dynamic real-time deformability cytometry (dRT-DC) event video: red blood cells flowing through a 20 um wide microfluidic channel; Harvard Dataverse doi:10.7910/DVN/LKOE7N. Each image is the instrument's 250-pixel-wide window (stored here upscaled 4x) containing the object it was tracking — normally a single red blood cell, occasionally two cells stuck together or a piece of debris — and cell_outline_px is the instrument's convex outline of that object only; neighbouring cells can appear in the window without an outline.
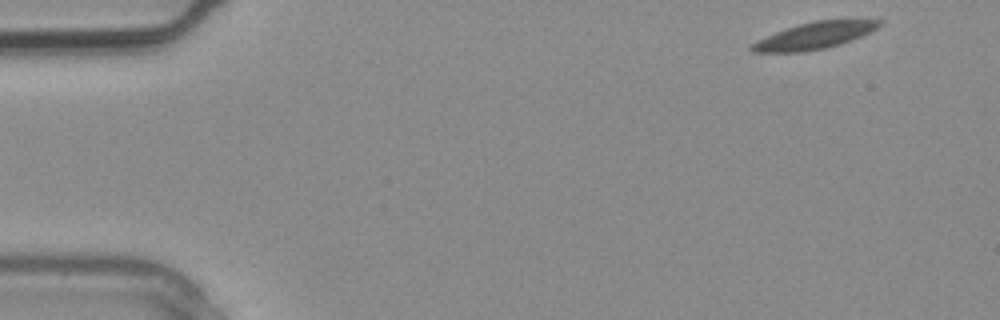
{"species": "common noctule bat (a hibernating species)", "species_latin": "Nyctalus noctula", "temperature_condition": "warm", "stored_images_in_passage": 3, "segment_of_instrument_passage": [2, 2], "camera_frame_rate_fps": 3000, "um_per_image_px": 0.085, "animal": {"sex": "male", "body_mass_g": 20.4}, "frame": {"image": 1, "passage_image": 3, "time_ms": 0.667, "image_size_px": [1000, 320], "cell_outline_px": [[884, 24], [852, 40], [840, 44], [824, 48], [804, 52], [752, 52], [748, 48], [752, 44], [776, 32], [800, 24], [816, 20], [884, 20]], "centroid_in_image_um": [69.25, 3.03], "position_along_channel_um": 15.7, "area_um2": 19.42}}